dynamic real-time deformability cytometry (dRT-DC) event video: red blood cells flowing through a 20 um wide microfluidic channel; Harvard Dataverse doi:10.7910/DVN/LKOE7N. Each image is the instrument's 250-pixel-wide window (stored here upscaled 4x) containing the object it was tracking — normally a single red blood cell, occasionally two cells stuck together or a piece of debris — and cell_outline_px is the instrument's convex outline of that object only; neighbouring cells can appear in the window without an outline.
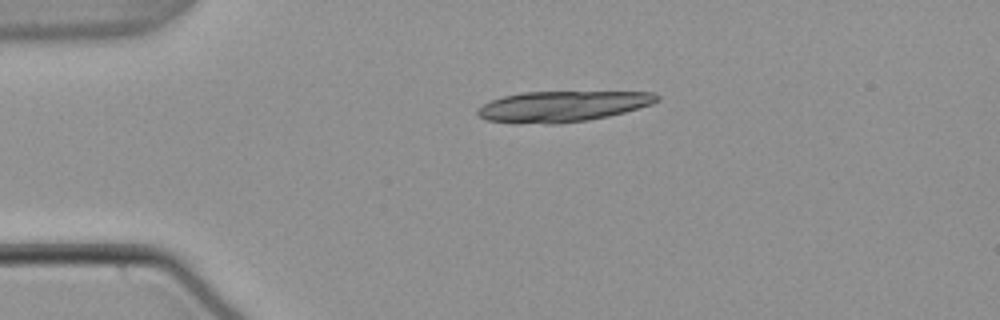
{"species": "common noctule bat (a hibernating species)", "species_latin": "Nyctalus noctula", "temperature_condition": "warm", "stored_images_in_passage": 43, "camera_frame_rate_fps": 3000, "um_per_image_px": 0.085, "animal": {"sex": "male", "body_mass_g": 21.5, "forearm_length_mm": 52.0}, "frame": {"image": 1, "passage_image": 1, "time_ms": 0.0, "image_size_px": [1000, 320], "cell_outline_px": [[660, 100], [652, 104], [624, 112], [608, 116], [588, 120], [556, 124], [544, 124], [488, 120], [480, 116], [476, 112], [484, 104], [492, 100], [504, 96], [520, 92], [652, 92], [660, 96]], "centroid_in_image_um": [47.86, 9.03], "position_along_channel_um": 37.1, "area_um2": 31.73}}
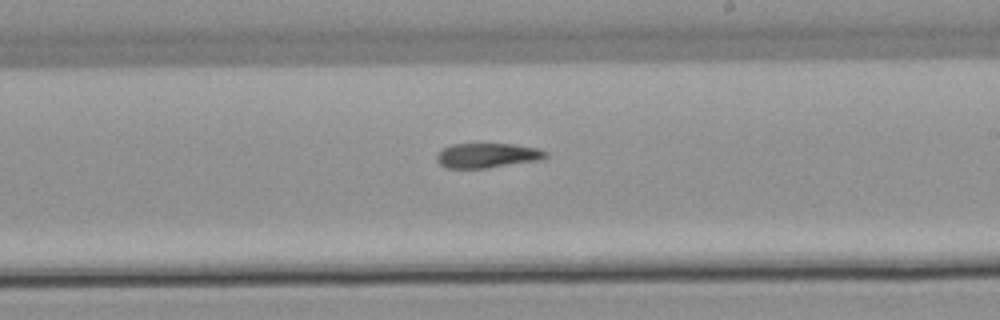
{"frame": {"image": 2, "passage_image": 21, "time_ms": 6.667, "image_size_px": [1000, 320], "cell_outline_px": [[548, 156], [544, 160], [484, 168], [444, 168], [436, 160], [436, 156], [444, 148], [452, 144], [512, 144], [540, 148], [548, 152]], "centroid_in_image_um": [41.48, 13.22], "position_along_channel_um": 247.5, "area_um2": 15.84}}
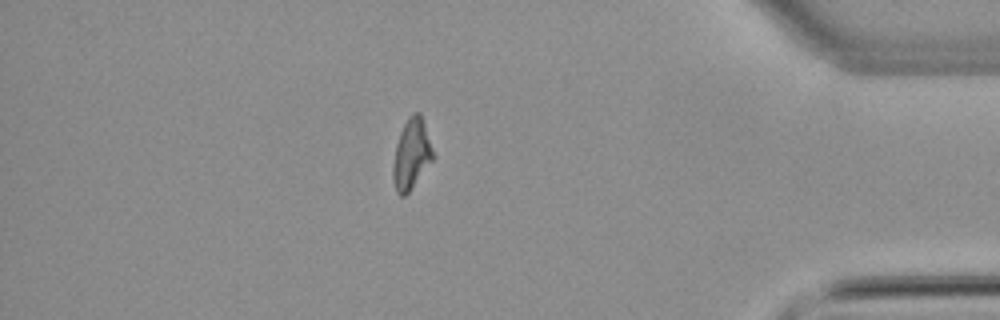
{"frame": {"image": 3, "passage_image": 36, "time_ms": 11.667, "image_size_px": [1000, 320], "cell_outline_px": [[436, 156], [408, 192], [404, 196], [400, 196], [396, 192], [392, 176], [392, 164], [396, 144], [400, 132], [408, 116], [412, 112], [420, 112]], "centroid_in_image_um": [34.97, 13.08], "position_along_channel_um": 400.2, "area_um2": 16.53}}